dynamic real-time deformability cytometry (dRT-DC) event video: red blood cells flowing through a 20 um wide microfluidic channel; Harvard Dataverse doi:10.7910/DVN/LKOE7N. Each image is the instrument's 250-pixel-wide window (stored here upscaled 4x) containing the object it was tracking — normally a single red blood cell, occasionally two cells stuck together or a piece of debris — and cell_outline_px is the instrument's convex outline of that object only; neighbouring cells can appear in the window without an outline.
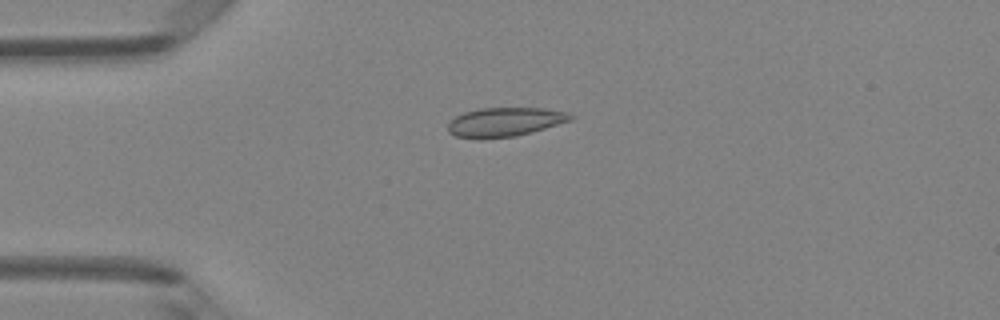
{"species": "Egyptian fruit bat (a non-hibernating species)", "species_latin": "Rousettus aegyptiacus", "temperature_condition": "room temperature", "stored_images_in_passage": 7, "camera_frame_rate_fps": 3000, "um_per_image_px": 0.085, "animal": {"sex": "female"}, "frame": {"image": 1, "passage_image": 4, "time_ms": 1.0, "image_size_px": [1000, 320], "cell_outline_px": [[576, 116], [572, 120], [532, 132], [516, 136], [484, 140], [476, 140], [456, 136], [448, 132], [448, 124], [456, 116], [464, 112], [480, 108], [544, 108], [568, 112]], "centroid_in_image_um": [42.91, 10.39], "position_along_channel_um": 42.1, "area_um2": 21.15}}
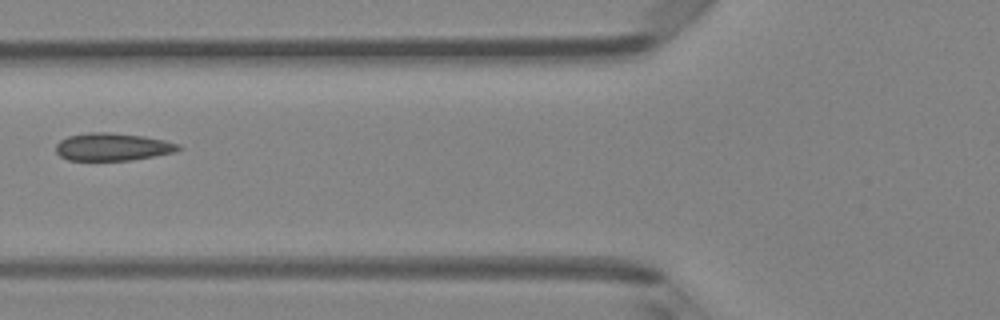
{"frame": {"image": 2, "passage_image": 6, "time_ms": 1.667, "image_size_px": [1000, 320], "cell_outline_px": [[184, 148], [176, 152], [132, 160], [68, 160], [60, 156], [56, 152], [56, 144], [60, 140], [68, 136], [88, 132], [108, 132], [144, 136], [164, 140], [180, 144]], "centroid_in_image_um": [9.59, 12.48], "position_along_channel_um": 116.2, "area_um2": 19.88}}
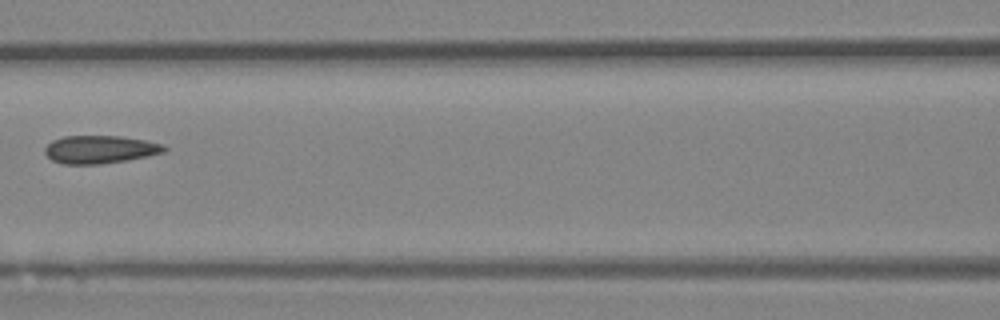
{"frame": {"image": 3, "passage_image": 7, "time_ms": 2.0, "image_size_px": [1000, 320], "cell_outline_px": [[168, 148], [164, 152], [148, 156], [128, 160], [100, 164], [64, 164], [52, 160], [44, 152], [44, 148], [52, 140], [64, 136], [120, 136], [144, 140], [164, 144]], "centroid_in_image_um": [8.51, 12.7], "position_along_channel_um": 158.1, "area_um2": 19.48}}